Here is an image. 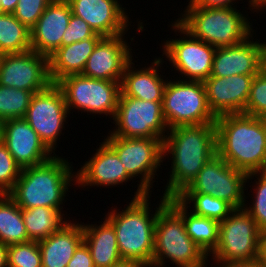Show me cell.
Instances as JSON below:
<instances>
[{"label": "cell", "instance_id": "1", "mask_svg": "<svg viewBox=\"0 0 266 267\" xmlns=\"http://www.w3.org/2000/svg\"><path fill=\"white\" fill-rule=\"evenodd\" d=\"M216 154L215 123L168 129L163 140V157L166 160V156H172V161L163 196L170 198L180 194Z\"/></svg>", "mask_w": 266, "mask_h": 267}, {"label": "cell", "instance_id": "2", "mask_svg": "<svg viewBox=\"0 0 266 267\" xmlns=\"http://www.w3.org/2000/svg\"><path fill=\"white\" fill-rule=\"evenodd\" d=\"M217 154L246 174L266 171V119L236 113L218 116Z\"/></svg>", "mask_w": 266, "mask_h": 267}, {"label": "cell", "instance_id": "3", "mask_svg": "<svg viewBox=\"0 0 266 267\" xmlns=\"http://www.w3.org/2000/svg\"><path fill=\"white\" fill-rule=\"evenodd\" d=\"M150 195L148 193L133 197L122 211L115 207L105 215V219L115 230L121 258L135 260L145 267H152L155 222L158 212L167 204V198L161 196V201L153 213L152 207H149Z\"/></svg>", "mask_w": 266, "mask_h": 267}, {"label": "cell", "instance_id": "4", "mask_svg": "<svg viewBox=\"0 0 266 267\" xmlns=\"http://www.w3.org/2000/svg\"><path fill=\"white\" fill-rule=\"evenodd\" d=\"M72 168L68 159L56 154L43 164L23 168L8 195L21 209L50 207L62 212L68 189L76 185V172Z\"/></svg>", "mask_w": 266, "mask_h": 267}, {"label": "cell", "instance_id": "5", "mask_svg": "<svg viewBox=\"0 0 266 267\" xmlns=\"http://www.w3.org/2000/svg\"><path fill=\"white\" fill-rule=\"evenodd\" d=\"M185 8L176 21L194 38L213 47L235 46L254 34L252 23L235 7L205 8L188 3Z\"/></svg>", "mask_w": 266, "mask_h": 267}, {"label": "cell", "instance_id": "6", "mask_svg": "<svg viewBox=\"0 0 266 267\" xmlns=\"http://www.w3.org/2000/svg\"><path fill=\"white\" fill-rule=\"evenodd\" d=\"M167 260L177 267L210 264L208 256L187 234L183 218L168 203L158 212L155 222L152 267H165Z\"/></svg>", "mask_w": 266, "mask_h": 267}, {"label": "cell", "instance_id": "7", "mask_svg": "<svg viewBox=\"0 0 266 267\" xmlns=\"http://www.w3.org/2000/svg\"><path fill=\"white\" fill-rule=\"evenodd\" d=\"M178 78L167 80L164 90L162 112L168 129L215 123L203 82Z\"/></svg>", "mask_w": 266, "mask_h": 267}, {"label": "cell", "instance_id": "8", "mask_svg": "<svg viewBox=\"0 0 266 267\" xmlns=\"http://www.w3.org/2000/svg\"><path fill=\"white\" fill-rule=\"evenodd\" d=\"M118 155L127 173L133 178L140 177L134 198L151 194L155 175L164 161L163 139L122 138L107 135L103 139ZM158 170V171H157Z\"/></svg>", "mask_w": 266, "mask_h": 267}, {"label": "cell", "instance_id": "9", "mask_svg": "<svg viewBox=\"0 0 266 267\" xmlns=\"http://www.w3.org/2000/svg\"><path fill=\"white\" fill-rule=\"evenodd\" d=\"M65 97L69 114L72 109L90 114L115 116L121 93V82L92 79L82 74H74L56 83Z\"/></svg>", "mask_w": 266, "mask_h": 267}, {"label": "cell", "instance_id": "10", "mask_svg": "<svg viewBox=\"0 0 266 267\" xmlns=\"http://www.w3.org/2000/svg\"><path fill=\"white\" fill-rule=\"evenodd\" d=\"M112 120L115 128L108 134L116 137L164 140L168 132L162 112V101L135 99L125 96L122 92Z\"/></svg>", "mask_w": 266, "mask_h": 267}, {"label": "cell", "instance_id": "11", "mask_svg": "<svg viewBox=\"0 0 266 267\" xmlns=\"http://www.w3.org/2000/svg\"><path fill=\"white\" fill-rule=\"evenodd\" d=\"M259 231L255 220L244 208L235 209L220 222L218 245L211 253L213 262L257 260Z\"/></svg>", "mask_w": 266, "mask_h": 267}, {"label": "cell", "instance_id": "12", "mask_svg": "<svg viewBox=\"0 0 266 267\" xmlns=\"http://www.w3.org/2000/svg\"><path fill=\"white\" fill-rule=\"evenodd\" d=\"M171 24L172 30L183 36L166 40L162 44V56L165 55L172 68L184 76L181 80L205 81L212 73L216 47L194 38L176 20Z\"/></svg>", "mask_w": 266, "mask_h": 267}, {"label": "cell", "instance_id": "13", "mask_svg": "<svg viewBox=\"0 0 266 267\" xmlns=\"http://www.w3.org/2000/svg\"><path fill=\"white\" fill-rule=\"evenodd\" d=\"M247 174L228 164L218 154L213 156L181 193H202L217 197L235 209L244 208Z\"/></svg>", "mask_w": 266, "mask_h": 267}, {"label": "cell", "instance_id": "14", "mask_svg": "<svg viewBox=\"0 0 266 267\" xmlns=\"http://www.w3.org/2000/svg\"><path fill=\"white\" fill-rule=\"evenodd\" d=\"M69 114L65 97L56 83L36 92L31 99L24 119L36 131L44 144L55 154ZM59 137V138H58Z\"/></svg>", "mask_w": 266, "mask_h": 267}, {"label": "cell", "instance_id": "15", "mask_svg": "<svg viewBox=\"0 0 266 267\" xmlns=\"http://www.w3.org/2000/svg\"><path fill=\"white\" fill-rule=\"evenodd\" d=\"M48 57L33 50L3 54L0 60V85L36 92L51 84Z\"/></svg>", "mask_w": 266, "mask_h": 267}, {"label": "cell", "instance_id": "16", "mask_svg": "<svg viewBox=\"0 0 266 267\" xmlns=\"http://www.w3.org/2000/svg\"><path fill=\"white\" fill-rule=\"evenodd\" d=\"M125 34L102 37L87 59L82 75L92 79L121 82L127 64L132 60V48Z\"/></svg>", "mask_w": 266, "mask_h": 267}, {"label": "cell", "instance_id": "17", "mask_svg": "<svg viewBox=\"0 0 266 267\" xmlns=\"http://www.w3.org/2000/svg\"><path fill=\"white\" fill-rule=\"evenodd\" d=\"M72 14L86 21L102 37L127 34L132 21L119 0H67Z\"/></svg>", "mask_w": 266, "mask_h": 267}, {"label": "cell", "instance_id": "18", "mask_svg": "<svg viewBox=\"0 0 266 267\" xmlns=\"http://www.w3.org/2000/svg\"><path fill=\"white\" fill-rule=\"evenodd\" d=\"M3 143L21 169L43 164L56 155L24 118L5 120Z\"/></svg>", "mask_w": 266, "mask_h": 267}, {"label": "cell", "instance_id": "19", "mask_svg": "<svg viewBox=\"0 0 266 267\" xmlns=\"http://www.w3.org/2000/svg\"><path fill=\"white\" fill-rule=\"evenodd\" d=\"M253 78L254 75L210 76L203 81L212 113L216 117L243 113Z\"/></svg>", "mask_w": 266, "mask_h": 267}, {"label": "cell", "instance_id": "20", "mask_svg": "<svg viewBox=\"0 0 266 267\" xmlns=\"http://www.w3.org/2000/svg\"><path fill=\"white\" fill-rule=\"evenodd\" d=\"M253 36L244 42L216 48L211 76L257 75L263 70L264 42L253 41ZM252 41H251V40Z\"/></svg>", "mask_w": 266, "mask_h": 267}, {"label": "cell", "instance_id": "21", "mask_svg": "<svg viewBox=\"0 0 266 267\" xmlns=\"http://www.w3.org/2000/svg\"><path fill=\"white\" fill-rule=\"evenodd\" d=\"M75 174L76 184L82 188H112L134 179L127 173L116 152L105 141L101 142L95 154Z\"/></svg>", "mask_w": 266, "mask_h": 267}, {"label": "cell", "instance_id": "22", "mask_svg": "<svg viewBox=\"0 0 266 267\" xmlns=\"http://www.w3.org/2000/svg\"><path fill=\"white\" fill-rule=\"evenodd\" d=\"M71 15L67 0H53L30 30L31 50L49 57L59 49Z\"/></svg>", "mask_w": 266, "mask_h": 267}, {"label": "cell", "instance_id": "23", "mask_svg": "<svg viewBox=\"0 0 266 267\" xmlns=\"http://www.w3.org/2000/svg\"><path fill=\"white\" fill-rule=\"evenodd\" d=\"M133 59L127 64L121 81V92L128 97L146 101H163L166 80L159 73L165 62L156 57L151 66L136 69Z\"/></svg>", "mask_w": 266, "mask_h": 267}, {"label": "cell", "instance_id": "24", "mask_svg": "<svg viewBox=\"0 0 266 267\" xmlns=\"http://www.w3.org/2000/svg\"><path fill=\"white\" fill-rule=\"evenodd\" d=\"M82 242V224L68 221L58 231L38 241L42 267H67Z\"/></svg>", "mask_w": 266, "mask_h": 267}, {"label": "cell", "instance_id": "25", "mask_svg": "<svg viewBox=\"0 0 266 267\" xmlns=\"http://www.w3.org/2000/svg\"><path fill=\"white\" fill-rule=\"evenodd\" d=\"M102 37H91L61 46L48 57L49 76L52 83L74 74H82L87 59Z\"/></svg>", "mask_w": 266, "mask_h": 267}, {"label": "cell", "instance_id": "26", "mask_svg": "<svg viewBox=\"0 0 266 267\" xmlns=\"http://www.w3.org/2000/svg\"><path fill=\"white\" fill-rule=\"evenodd\" d=\"M83 241L89 248L95 267H111L121 260L116 233L105 219L100 225L84 224Z\"/></svg>", "mask_w": 266, "mask_h": 267}, {"label": "cell", "instance_id": "27", "mask_svg": "<svg viewBox=\"0 0 266 267\" xmlns=\"http://www.w3.org/2000/svg\"><path fill=\"white\" fill-rule=\"evenodd\" d=\"M167 203L183 218L186 232L203 252L209 257L216 249L219 241V225L217 220L198 216L182 204L176 197L167 198Z\"/></svg>", "mask_w": 266, "mask_h": 267}, {"label": "cell", "instance_id": "28", "mask_svg": "<svg viewBox=\"0 0 266 267\" xmlns=\"http://www.w3.org/2000/svg\"><path fill=\"white\" fill-rule=\"evenodd\" d=\"M64 215L66 214L60 210L50 207L22 209L28 238L33 241H39L49 237L69 221L66 220L67 218Z\"/></svg>", "mask_w": 266, "mask_h": 267}, {"label": "cell", "instance_id": "29", "mask_svg": "<svg viewBox=\"0 0 266 267\" xmlns=\"http://www.w3.org/2000/svg\"><path fill=\"white\" fill-rule=\"evenodd\" d=\"M27 241L22 209L8 194H0V242L11 246Z\"/></svg>", "mask_w": 266, "mask_h": 267}, {"label": "cell", "instance_id": "30", "mask_svg": "<svg viewBox=\"0 0 266 267\" xmlns=\"http://www.w3.org/2000/svg\"><path fill=\"white\" fill-rule=\"evenodd\" d=\"M31 50L30 30L12 13L0 12V52L23 53Z\"/></svg>", "mask_w": 266, "mask_h": 267}, {"label": "cell", "instance_id": "31", "mask_svg": "<svg viewBox=\"0 0 266 267\" xmlns=\"http://www.w3.org/2000/svg\"><path fill=\"white\" fill-rule=\"evenodd\" d=\"M176 198L188 209L191 208L192 210L190 209L189 211L192 213L217 220L218 222L223 221L235 210L228 202L209 194L180 193Z\"/></svg>", "mask_w": 266, "mask_h": 267}, {"label": "cell", "instance_id": "32", "mask_svg": "<svg viewBox=\"0 0 266 267\" xmlns=\"http://www.w3.org/2000/svg\"><path fill=\"white\" fill-rule=\"evenodd\" d=\"M33 95L31 91L0 85V118H24Z\"/></svg>", "mask_w": 266, "mask_h": 267}, {"label": "cell", "instance_id": "33", "mask_svg": "<svg viewBox=\"0 0 266 267\" xmlns=\"http://www.w3.org/2000/svg\"><path fill=\"white\" fill-rule=\"evenodd\" d=\"M254 177L258 181L254 180L255 185H252V187L254 186L252 202H250L252 205L249 203L248 207L245 204L244 209L252 216L257 227L261 230L266 228V171L247 174L246 183H249V180Z\"/></svg>", "mask_w": 266, "mask_h": 267}, {"label": "cell", "instance_id": "34", "mask_svg": "<svg viewBox=\"0 0 266 267\" xmlns=\"http://www.w3.org/2000/svg\"><path fill=\"white\" fill-rule=\"evenodd\" d=\"M8 267H42L38 241H27L8 246Z\"/></svg>", "mask_w": 266, "mask_h": 267}, {"label": "cell", "instance_id": "35", "mask_svg": "<svg viewBox=\"0 0 266 267\" xmlns=\"http://www.w3.org/2000/svg\"><path fill=\"white\" fill-rule=\"evenodd\" d=\"M244 114L266 119V72L254 76Z\"/></svg>", "mask_w": 266, "mask_h": 267}, {"label": "cell", "instance_id": "36", "mask_svg": "<svg viewBox=\"0 0 266 267\" xmlns=\"http://www.w3.org/2000/svg\"><path fill=\"white\" fill-rule=\"evenodd\" d=\"M21 167L16 163L6 145L0 143V194H8L21 174Z\"/></svg>", "mask_w": 266, "mask_h": 267}, {"label": "cell", "instance_id": "37", "mask_svg": "<svg viewBox=\"0 0 266 267\" xmlns=\"http://www.w3.org/2000/svg\"><path fill=\"white\" fill-rule=\"evenodd\" d=\"M53 0H18L12 13L23 25L31 30Z\"/></svg>", "mask_w": 266, "mask_h": 267}, {"label": "cell", "instance_id": "38", "mask_svg": "<svg viewBox=\"0 0 266 267\" xmlns=\"http://www.w3.org/2000/svg\"><path fill=\"white\" fill-rule=\"evenodd\" d=\"M91 37L102 36L96 34L86 21L72 14L68 27L63 34L62 46L70 45L74 42L85 40Z\"/></svg>", "mask_w": 266, "mask_h": 267}, {"label": "cell", "instance_id": "39", "mask_svg": "<svg viewBox=\"0 0 266 267\" xmlns=\"http://www.w3.org/2000/svg\"><path fill=\"white\" fill-rule=\"evenodd\" d=\"M67 267H95L91 252L84 241L77 247Z\"/></svg>", "mask_w": 266, "mask_h": 267}, {"label": "cell", "instance_id": "40", "mask_svg": "<svg viewBox=\"0 0 266 267\" xmlns=\"http://www.w3.org/2000/svg\"><path fill=\"white\" fill-rule=\"evenodd\" d=\"M235 1L237 0H189V3L195 6H200L205 8H215V7H235L234 6V4L236 3ZM248 3L250 7L249 9L251 10L250 0L248 1Z\"/></svg>", "mask_w": 266, "mask_h": 267}, {"label": "cell", "instance_id": "41", "mask_svg": "<svg viewBox=\"0 0 266 267\" xmlns=\"http://www.w3.org/2000/svg\"><path fill=\"white\" fill-rule=\"evenodd\" d=\"M257 260L266 266V228L259 231Z\"/></svg>", "mask_w": 266, "mask_h": 267}, {"label": "cell", "instance_id": "42", "mask_svg": "<svg viewBox=\"0 0 266 267\" xmlns=\"http://www.w3.org/2000/svg\"><path fill=\"white\" fill-rule=\"evenodd\" d=\"M215 263L218 265L217 267H266L259 260L228 262V263L215 262Z\"/></svg>", "mask_w": 266, "mask_h": 267}, {"label": "cell", "instance_id": "43", "mask_svg": "<svg viewBox=\"0 0 266 267\" xmlns=\"http://www.w3.org/2000/svg\"><path fill=\"white\" fill-rule=\"evenodd\" d=\"M18 0H0V12L13 13Z\"/></svg>", "mask_w": 266, "mask_h": 267}, {"label": "cell", "instance_id": "44", "mask_svg": "<svg viewBox=\"0 0 266 267\" xmlns=\"http://www.w3.org/2000/svg\"><path fill=\"white\" fill-rule=\"evenodd\" d=\"M111 267H145L140 262L135 260L121 259Z\"/></svg>", "mask_w": 266, "mask_h": 267}, {"label": "cell", "instance_id": "45", "mask_svg": "<svg viewBox=\"0 0 266 267\" xmlns=\"http://www.w3.org/2000/svg\"><path fill=\"white\" fill-rule=\"evenodd\" d=\"M250 5H251V11L253 10V13L254 12H257V13H263L261 11H266V0H250ZM255 9V10H254ZM263 9V10H262Z\"/></svg>", "mask_w": 266, "mask_h": 267}, {"label": "cell", "instance_id": "46", "mask_svg": "<svg viewBox=\"0 0 266 267\" xmlns=\"http://www.w3.org/2000/svg\"><path fill=\"white\" fill-rule=\"evenodd\" d=\"M7 250L8 246H5L0 242V267H8L7 266Z\"/></svg>", "mask_w": 266, "mask_h": 267}, {"label": "cell", "instance_id": "47", "mask_svg": "<svg viewBox=\"0 0 266 267\" xmlns=\"http://www.w3.org/2000/svg\"><path fill=\"white\" fill-rule=\"evenodd\" d=\"M4 125H5V121L0 118V143L3 142L4 140Z\"/></svg>", "mask_w": 266, "mask_h": 267}, {"label": "cell", "instance_id": "48", "mask_svg": "<svg viewBox=\"0 0 266 267\" xmlns=\"http://www.w3.org/2000/svg\"><path fill=\"white\" fill-rule=\"evenodd\" d=\"M263 70L266 72V42H264Z\"/></svg>", "mask_w": 266, "mask_h": 267}]
</instances>
